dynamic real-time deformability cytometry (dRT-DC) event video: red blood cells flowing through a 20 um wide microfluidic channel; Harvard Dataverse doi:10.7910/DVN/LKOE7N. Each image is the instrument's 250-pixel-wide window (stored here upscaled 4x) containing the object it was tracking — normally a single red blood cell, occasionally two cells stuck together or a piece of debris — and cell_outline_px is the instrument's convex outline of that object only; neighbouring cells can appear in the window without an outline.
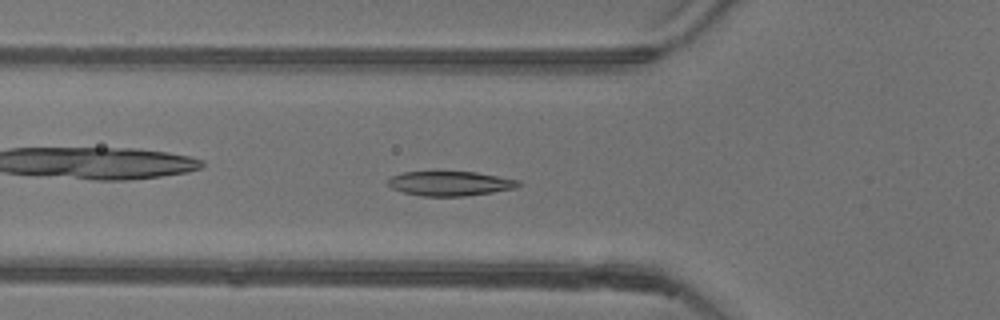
{"species": "common noctule bat (a hibernating species)", "species_latin": "Nyctalus noctula", "temperature_condition": "warm", "stored_images_in_passage": 52, "camera_frame_rate_fps": 3000, "um_per_image_px": 0.085, "animal": {"sex": "female"}, "frame": {"image": 1, "passage_image": 18, "time_ms": 5.667, "image_size_px": [1000, 320], "cell_outline_px": [[524, 184], [516, 188], [492, 192], [464, 196], [420, 196], [404, 192], [392, 188], [388, 184], [388, 180], [392, 176], [404, 172], [476, 172], [520, 180]], "centroid_in_image_um": [38.31, 15.6], "position_along_channel_um": 87.5, "area_um2": 18.61}}
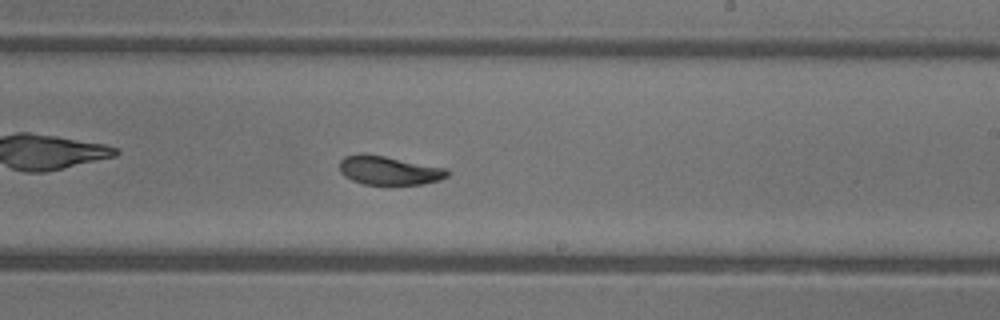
{"frame": {"image": 2, "passage_image": 31, "time_ms": 10.0, "image_size_px": [1000, 320], "cell_outline_px": [[448, 176], [440, 180], [424, 184], [388, 188], [364, 184], [352, 180], [344, 176], [340, 172], [340, 160], [344, 156], [360, 152], [364, 152], [444, 168], [448, 172]], "centroid_in_image_um": [33.01, 14.53], "position_along_channel_um": 256.0, "area_um2": 18.9}}
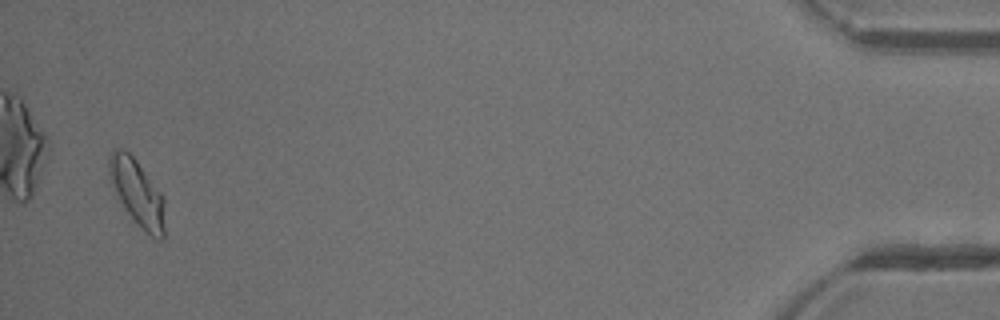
{"frame": {"image": 3, "passage_image": 51, "time_ms": 16.667, "image_size_px": [1000, 320], "cell_outline_px": [[164, 236], [160, 240], [156, 240], [128, 212], [120, 200], [112, 184], [108, 172], [108, 160], [112, 148], [124, 148], [136, 160], [164, 196]], "centroid_in_image_um": [11.67, 16.31], "position_along_channel_um": 423.5, "area_um2": 21.04}, "authors_computed_cell_mechanics": {"area_um2": 19.3052, "velocity_mm_per_s": 3.8801, "shape_relaxation_time_tau1_ms": 4.1809, "shape_relaxation_time_tau2_ms": 2.2618, "deformation_change_tau1": 0.1527, "deformation_change_tau2": 0.0722}}